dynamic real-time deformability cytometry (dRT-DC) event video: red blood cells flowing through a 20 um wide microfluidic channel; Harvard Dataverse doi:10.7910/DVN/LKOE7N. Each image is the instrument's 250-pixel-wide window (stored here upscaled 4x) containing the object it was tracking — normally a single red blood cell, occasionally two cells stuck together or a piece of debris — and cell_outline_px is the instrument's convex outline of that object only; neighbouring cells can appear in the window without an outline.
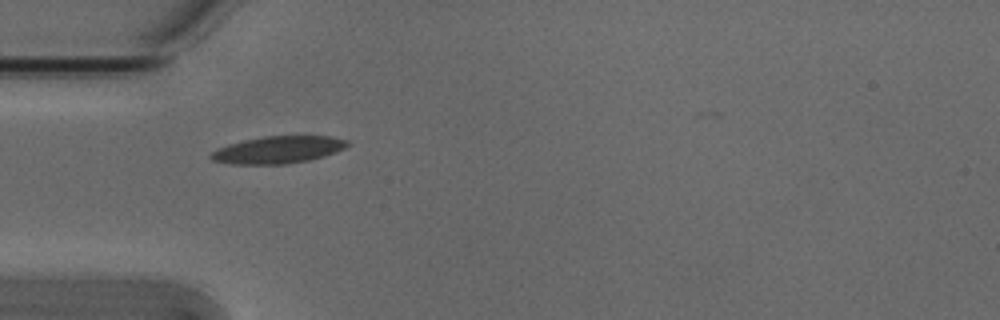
{"species": "Egyptian fruit bat (a non-hibernating species)", "species_latin": "Rousettus aegyptiacus", "temperature_condition": "cold", "stored_images_in_passage": 1, "camera_frame_rate_fps": 3000, "um_per_image_px": 0.085, "animal": {"sex": "male"}, "frame": {"image": 1, "passage_image": 1, "time_ms": 0.0, "image_size_px": [1000, 320], "cell_outline_px": [[352, 144], [336, 152], [324, 156], [308, 160], [284, 164], [232, 164], [212, 160], [208, 156], [212, 152], [228, 144], [244, 140], [264, 136], [332, 136], [348, 140]], "centroid_in_image_um": [23.67, 12.72], "position_along_channel_um": 61.3, "area_um2": 21.62}}